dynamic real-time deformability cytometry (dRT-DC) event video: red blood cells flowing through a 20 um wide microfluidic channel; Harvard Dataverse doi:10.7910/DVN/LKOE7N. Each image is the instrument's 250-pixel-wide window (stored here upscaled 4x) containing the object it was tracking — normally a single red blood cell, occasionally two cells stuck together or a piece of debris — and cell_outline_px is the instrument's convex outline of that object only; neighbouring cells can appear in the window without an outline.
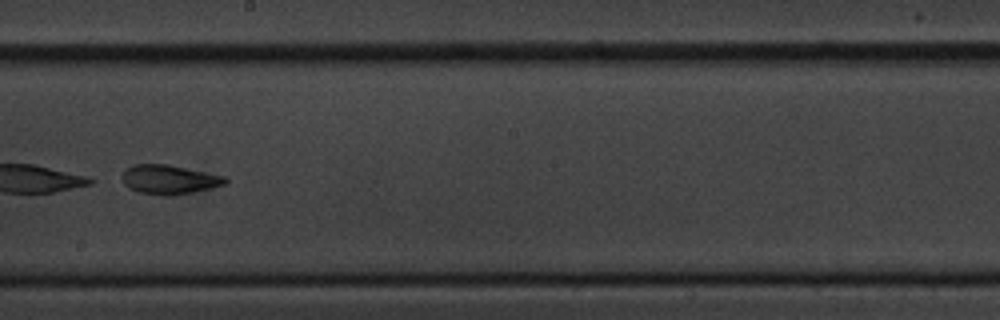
{"species": "common noctule bat (a hibernating species)", "species_latin": "Nyctalus noctula", "temperature_condition": "cold", "stored_images_in_passage": 49, "camera_frame_rate_fps": 3000, "um_per_image_px": 0.085, "animal": {"sex": "male", "body_mass_g": 20.1, "forearm_length_mm": 53.5}, "frame": {"image": 1, "passage_image": 25, "time_ms": 8.0, "image_size_px": [1000, 320], "cell_outline_px": [[228, 184], [212, 188], [172, 196], [160, 196], [140, 192], [128, 188], [124, 184], [120, 176], [124, 168], [132, 164], [168, 164], [224, 176], [228, 180]], "centroid_in_image_um": [14.34, 15.26], "position_along_channel_um": 233.9, "area_um2": 17.92}}
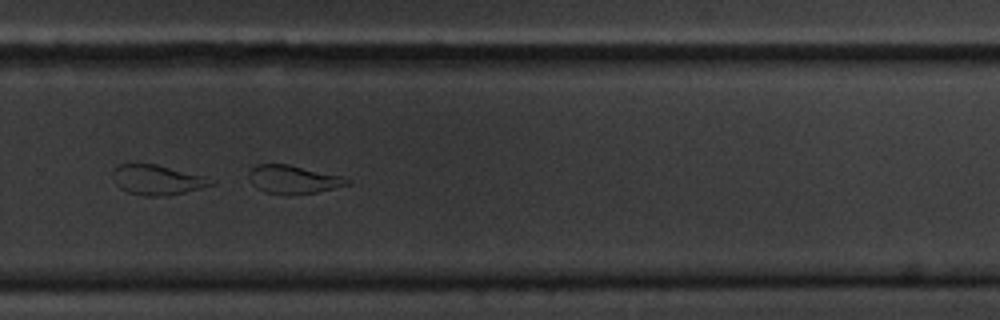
{"frame": {"image": 2, "passage_image": 31, "time_ms": 10.0, "image_size_px": [1000, 320], "cell_outline_px": [[352, 180], [348, 184], [316, 192], [288, 196], [264, 192], [256, 188], [252, 184], [248, 176], [248, 172], [256, 164], [288, 164], [340, 176]], "centroid_in_image_um": [24.86, 15.27], "position_along_channel_um": 304.9, "area_um2": 16.24}}
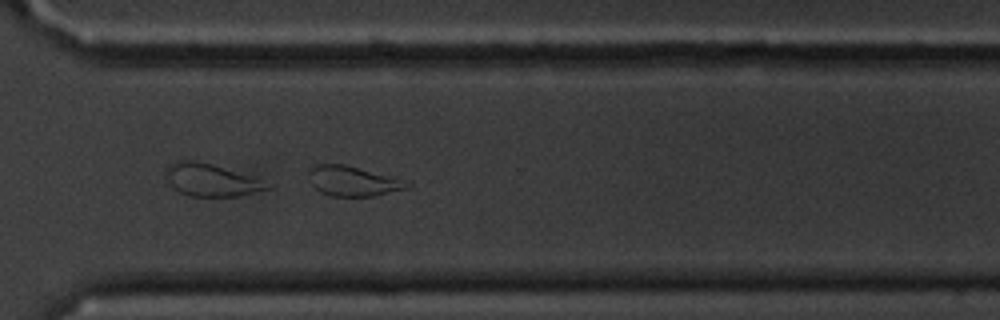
{"frame": {"image": 3, "passage_image": 34, "time_ms": 11.0, "image_size_px": [1000, 320], "cell_outline_px": [[412, 184], [408, 188], [372, 196], [332, 196], [320, 192], [308, 180], [304, 168], [316, 164], [344, 164]], "centroid_in_image_um": [29.82, 15.38], "position_along_channel_um": 340.8, "area_um2": 16.88}}